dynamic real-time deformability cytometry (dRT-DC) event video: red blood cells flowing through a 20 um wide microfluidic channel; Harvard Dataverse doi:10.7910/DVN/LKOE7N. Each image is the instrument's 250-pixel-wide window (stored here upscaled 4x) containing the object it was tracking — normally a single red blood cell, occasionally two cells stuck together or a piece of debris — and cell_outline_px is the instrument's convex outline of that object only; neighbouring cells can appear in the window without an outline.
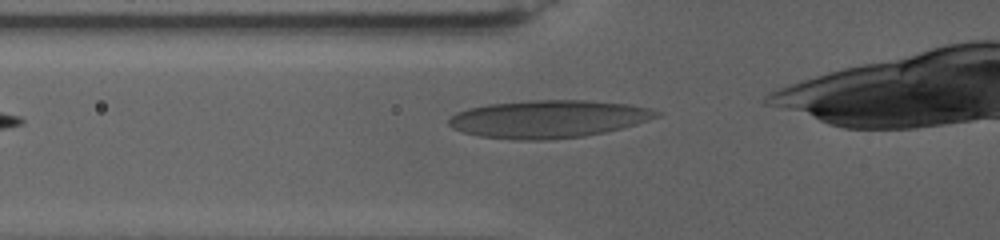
{"species": "human", "species_latin": "Homo sapiens", "temperature_condition": "warm", "stored_images_in_passage": 14, "camera_frame_rate_fps": 3000, "um_per_image_px": 0.085, "donor": {"sex": "female"}, "frame": {"image": 1, "passage_image": 2, "time_ms": 0.667, "image_size_px": [1000, 240], "cell_outline_px": [[664, 112], [660, 116], [636, 124], [604, 132], [584, 136], [548, 140], [516, 140], [480, 136], [464, 132], [452, 128], [448, 124], [448, 120], [456, 112], [468, 108], [488, 104], [528, 100], [584, 100], [628, 104], [648, 108]], "centroid_in_image_um": [46.6, 10.11], "position_along_channel_um": 79.2, "area_um2": 45.66}}
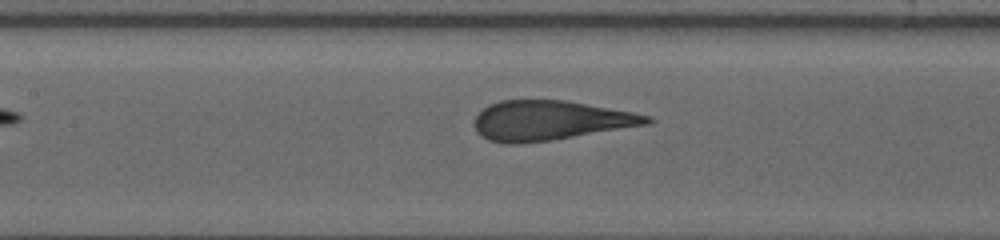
{"frame": {"image": 2, "passage_image": 7, "time_ms": 3.667, "image_size_px": [1000, 240], "cell_outline_px": [[656, 120], [648, 124], [552, 140], [520, 144], [504, 144], [488, 140], [476, 132], [472, 124], [476, 116], [488, 104], [500, 100], [564, 100], [632, 112], [652, 116]], "centroid_in_image_um": [46.71, 10.25], "position_along_channel_um": 160.7, "area_um2": 39.94}}
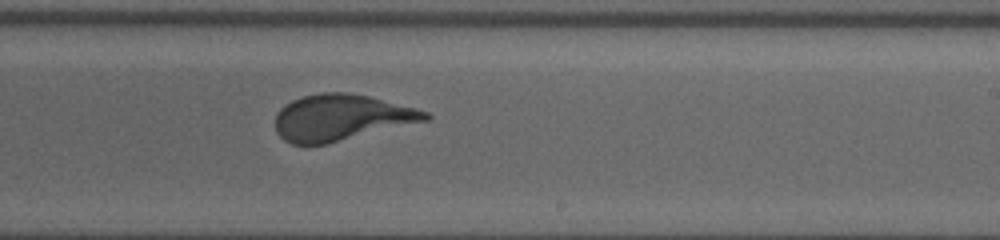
{"frame": {"image": 3, "passage_image": 14, "time_ms": 7.333, "image_size_px": [1000, 240], "cell_outline_px": [[432, 116], [428, 120], [328, 144], [292, 144], [284, 140], [276, 132], [276, 112], [284, 104], [292, 100], [304, 96], [320, 92], [348, 92], [368, 96], [416, 108], [428, 112]], "centroid_in_image_um": [28.98, 9.99], "position_along_channel_um": 260.0, "area_um2": 40.4}}